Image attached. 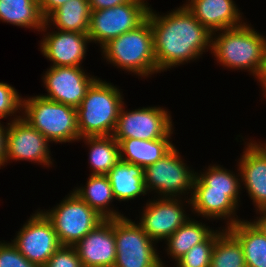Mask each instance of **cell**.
<instances>
[{
    "label": "cell",
    "instance_id": "34",
    "mask_svg": "<svg viewBox=\"0 0 266 267\" xmlns=\"http://www.w3.org/2000/svg\"><path fill=\"white\" fill-rule=\"evenodd\" d=\"M70 0H39L40 10L46 19L52 12Z\"/></svg>",
    "mask_w": 266,
    "mask_h": 267
},
{
    "label": "cell",
    "instance_id": "8",
    "mask_svg": "<svg viewBox=\"0 0 266 267\" xmlns=\"http://www.w3.org/2000/svg\"><path fill=\"white\" fill-rule=\"evenodd\" d=\"M150 6L145 0H129L108 9L91 11L88 36L102 48L112 39L135 29L148 17Z\"/></svg>",
    "mask_w": 266,
    "mask_h": 267
},
{
    "label": "cell",
    "instance_id": "19",
    "mask_svg": "<svg viewBox=\"0 0 266 267\" xmlns=\"http://www.w3.org/2000/svg\"><path fill=\"white\" fill-rule=\"evenodd\" d=\"M184 6L211 33L244 24L233 0H188Z\"/></svg>",
    "mask_w": 266,
    "mask_h": 267
},
{
    "label": "cell",
    "instance_id": "28",
    "mask_svg": "<svg viewBox=\"0 0 266 267\" xmlns=\"http://www.w3.org/2000/svg\"><path fill=\"white\" fill-rule=\"evenodd\" d=\"M210 267H246L242 246L227 229L214 244Z\"/></svg>",
    "mask_w": 266,
    "mask_h": 267
},
{
    "label": "cell",
    "instance_id": "38",
    "mask_svg": "<svg viewBox=\"0 0 266 267\" xmlns=\"http://www.w3.org/2000/svg\"><path fill=\"white\" fill-rule=\"evenodd\" d=\"M258 81L260 82L262 90L264 91L263 95L265 94L264 97H266V59H265L263 71H262Z\"/></svg>",
    "mask_w": 266,
    "mask_h": 267
},
{
    "label": "cell",
    "instance_id": "4",
    "mask_svg": "<svg viewBox=\"0 0 266 267\" xmlns=\"http://www.w3.org/2000/svg\"><path fill=\"white\" fill-rule=\"evenodd\" d=\"M101 49L104 59L127 72L141 77L159 72L155 60L153 30L148 18L135 29L112 39Z\"/></svg>",
    "mask_w": 266,
    "mask_h": 267
},
{
    "label": "cell",
    "instance_id": "31",
    "mask_svg": "<svg viewBox=\"0 0 266 267\" xmlns=\"http://www.w3.org/2000/svg\"><path fill=\"white\" fill-rule=\"evenodd\" d=\"M22 100L23 98L19 96L14 87L10 84L0 82V119L14 116L19 110L21 111Z\"/></svg>",
    "mask_w": 266,
    "mask_h": 267
},
{
    "label": "cell",
    "instance_id": "35",
    "mask_svg": "<svg viewBox=\"0 0 266 267\" xmlns=\"http://www.w3.org/2000/svg\"><path fill=\"white\" fill-rule=\"evenodd\" d=\"M129 0H88L91 11L108 9L127 3Z\"/></svg>",
    "mask_w": 266,
    "mask_h": 267
},
{
    "label": "cell",
    "instance_id": "17",
    "mask_svg": "<svg viewBox=\"0 0 266 267\" xmlns=\"http://www.w3.org/2000/svg\"><path fill=\"white\" fill-rule=\"evenodd\" d=\"M42 39L41 53L57 67H82L87 43H91L88 34L60 30L48 32Z\"/></svg>",
    "mask_w": 266,
    "mask_h": 267
},
{
    "label": "cell",
    "instance_id": "36",
    "mask_svg": "<svg viewBox=\"0 0 266 267\" xmlns=\"http://www.w3.org/2000/svg\"><path fill=\"white\" fill-rule=\"evenodd\" d=\"M8 129V123L5 127L0 122V167L5 164V146H6V134Z\"/></svg>",
    "mask_w": 266,
    "mask_h": 267
},
{
    "label": "cell",
    "instance_id": "32",
    "mask_svg": "<svg viewBox=\"0 0 266 267\" xmlns=\"http://www.w3.org/2000/svg\"><path fill=\"white\" fill-rule=\"evenodd\" d=\"M0 267H39L27 260L11 242L0 241Z\"/></svg>",
    "mask_w": 266,
    "mask_h": 267
},
{
    "label": "cell",
    "instance_id": "12",
    "mask_svg": "<svg viewBox=\"0 0 266 267\" xmlns=\"http://www.w3.org/2000/svg\"><path fill=\"white\" fill-rule=\"evenodd\" d=\"M48 139L22 116L15 115L8 123L5 163L25 160L49 167L52 165Z\"/></svg>",
    "mask_w": 266,
    "mask_h": 267
},
{
    "label": "cell",
    "instance_id": "11",
    "mask_svg": "<svg viewBox=\"0 0 266 267\" xmlns=\"http://www.w3.org/2000/svg\"><path fill=\"white\" fill-rule=\"evenodd\" d=\"M12 243L27 260L39 267L62 246L52 223L41 211L31 215Z\"/></svg>",
    "mask_w": 266,
    "mask_h": 267
},
{
    "label": "cell",
    "instance_id": "23",
    "mask_svg": "<svg viewBox=\"0 0 266 267\" xmlns=\"http://www.w3.org/2000/svg\"><path fill=\"white\" fill-rule=\"evenodd\" d=\"M0 21L40 32L49 27L41 13L39 0H0Z\"/></svg>",
    "mask_w": 266,
    "mask_h": 267
},
{
    "label": "cell",
    "instance_id": "3",
    "mask_svg": "<svg viewBox=\"0 0 266 267\" xmlns=\"http://www.w3.org/2000/svg\"><path fill=\"white\" fill-rule=\"evenodd\" d=\"M123 105L120 90L98 78L76 108L80 138L112 135Z\"/></svg>",
    "mask_w": 266,
    "mask_h": 267
},
{
    "label": "cell",
    "instance_id": "2",
    "mask_svg": "<svg viewBox=\"0 0 266 267\" xmlns=\"http://www.w3.org/2000/svg\"><path fill=\"white\" fill-rule=\"evenodd\" d=\"M221 32L218 36L212 33L211 53L217 63L230 69H248L259 79L266 59V37L246 23Z\"/></svg>",
    "mask_w": 266,
    "mask_h": 267
},
{
    "label": "cell",
    "instance_id": "9",
    "mask_svg": "<svg viewBox=\"0 0 266 267\" xmlns=\"http://www.w3.org/2000/svg\"><path fill=\"white\" fill-rule=\"evenodd\" d=\"M181 155L174 147L162 159L144 169V182L147 192L156 190L160 198H180L193 191L196 172L182 161ZM186 191V192H185ZM185 193V194H184Z\"/></svg>",
    "mask_w": 266,
    "mask_h": 267
},
{
    "label": "cell",
    "instance_id": "21",
    "mask_svg": "<svg viewBox=\"0 0 266 267\" xmlns=\"http://www.w3.org/2000/svg\"><path fill=\"white\" fill-rule=\"evenodd\" d=\"M106 175L118 201H128L147 194L144 168L139 165L120 160Z\"/></svg>",
    "mask_w": 266,
    "mask_h": 267
},
{
    "label": "cell",
    "instance_id": "26",
    "mask_svg": "<svg viewBox=\"0 0 266 267\" xmlns=\"http://www.w3.org/2000/svg\"><path fill=\"white\" fill-rule=\"evenodd\" d=\"M80 139L90 145L89 163L93 169L92 175H106L120 161L119 143L112 135L86 136Z\"/></svg>",
    "mask_w": 266,
    "mask_h": 267
},
{
    "label": "cell",
    "instance_id": "22",
    "mask_svg": "<svg viewBox=\"0 0 266 267\" xmlns=\"http://www.w3.org/2000/svg\"><path fill=\"white\" fill-rule=\"evenodd\" d=\"M226 229L242 246L246 267H266V236L253 222L241 220Z\"/></svg>",
    "mask_w": 266,
    "mask_h": 267
},
{
    "label": "cell",
    "instance_id": "33",
    "mask_svg": "<svg viewBox=\"0 0 266 267\" xmlns=\"http://www.w3.org/2000/svg\"><path fill=\"white\" fill-rule=\"evenodd\" d=\"M43 267H84L74 246H61Z\"/></svg>",
    "mask_w": 266,
    "mask_h": 267
},
{
    "label": "cell",
    "instance_id": "30",
    "mask_svg": "<svg viewBox=\"0 0 266 267\" xmlns=\"http://www.w3.org/2000/svg\"><path fill=\"white\" fill-rule=\"evenodd\" d=\"M205 173L196 175L207 185L209 190L218 191H240V174H233L228 169H224L219 165H210Z\"/></svg>",
    "mask_w": 266,
    "mask_h": 267
},
{
    "label": "cell",
    "instance_id": "20",
    "mask_svg": "<svg viewBox=\"0 0 266 267\" xmlns=\"http://www.w3.org/2000/svg\"><path fill=\"white\" fill-rule=\"evenodd\" d=\"M171 131L166 137L156 140L115 139L120 147V160L139 165L144 169L162 159L175 146L170 142Z\"/></svg>",
    "mask_w": 266,
    "mask_h": 267
},
{
    "label": "cell",
    "instance_id": "15",
    "mask_svg": "<svg viewBox=\"0 0 266 267\" xmlns=\"http://www.w3.org/2000/svg\"><path fill=\"white\" fill-rule=\"evenodd\" d=\"M192 192V196L187 198L189 201L184 202L190 204L198 215L202 214L208 220L227 218V227L241 221L235 213L240 199L239 191L209 190V186L196 175Z\"/></svg>",
    "mask_w": 266,
    "mask_h": 267
},
{
    "label": "cell",
    "instance_id": "10",
    "mask_svg": "<svg viewBox=\"0 0 266 267\" xmlns=\"http://www.w3.org/2000/svg\"><path fill=\"white\" fill-rule=\"evenodd\" d=\"M123 107L112 134L115 139L156 140L166 137L173 130L167 109L149 106L128 112Z\"/></svg>",
    "mask_w": 266,
    "mask_h": 267
},
{
    "label": "cell",
    "instance_id": "1",
    "mask_svg": "<svg viewBox=\"0 0 266 267\" xmlns=\"http://www.w3.org/2000/svg\"><path fill=\"white\" fill-rule=\"evenodd\" d=\"M154 35L157 69L165 71L201 57L211 51L212 33L182 5L167 14L159 15L150 8L148 17Z\"/></svg>",
    "mask_w": 266,
    "mask_h": 267
},
{
    "label": "cell",
    "instance_id": "24",
    "mask_svg": "<svg viewBox=\"0 0 266 267\" xmlns=\"http://www.w3.org/2000/svg\"><path fill=\"white\" fill-rule=\"evenodd\" d=\"M90 175L87 186L76 187L73 191L105 219L124 217L123 214L109 207L115 197L107 175Z\"/></svg>",
    "mask_w": 266,
    "mask_h": 267
},
{
    "label": "cell",
    "instance_id": "25",
    "mask_svg": "<svg viewBox=\"0 0 266 267\" xmlns=\"http://www.w3.org/2000/svg\"><path fill=\"white\" fill-rule=\"evenodd\" d=\"M91 9L88 0H70L52 12L45 22L60 31L88 34Z\"/></svg>",
    "mask_w": 266,
    "mask_h": 267
},
{
    "label": "cell",
    "instance_id": "18",
    "mask_svg": "<svg viewBox=\"0 0 266 267\" xmlns=\"http://www.w3.org/2000/svg\"><path fill=\"white\" fill-rule=\"evenodd\" d=\"M238 164L241 183L257 210L266 208V143H247Z\"/></svg>",
    "mask_w": 266,
    "mask_h": 267
},
{
    "label": "cell",
    "instance_id": "7",
    "mask_svg": "<svg viewBox=\"0 0 266 267\" xmlns=\"http://www.w3.org/2000/svg\"><path fill=\"white\" fill-rule=\"evenodd\" d=\"M116 260L113 267H165L154 241L126 216L114 218ZM154 244V245H153Z\"/></svg>",
    "mask_w": 266,
    "mask_h": 267
},
{
    "label": "cell",
    "instance_id": "16",
    "mask_svg": "<svg viewBox=\"0 0 266 267\" xmlns=\"http://www.w3.org/2000/svg\"><path fill=\"white\" fill-rule=\"evenodd\" d=\"M74 247L84 267H113L116 260L114 219H105Z\"/></svg>",
    "mask_w": 266,
    "mask_h": 267
},
{
    "label": "cell",
    "instance_id": "29",
    "mask_svg": "<svg viewBox=\"0 0 266 267\" xmlns=\"http://www.w3.org/2000/svg\"><path fill=\"white\" fill-rule=\"evenodd\" d=\"M225 230L213 231L203 242L193 246L176 261L177 267H210L214 244Z\"/></svg>",
    "mask_w": 266,
    "mask_h": 267
},
{
    "label": "cell",
    "instance_id": "27",
    "mask_svg": "<svg viewBox=\"0 0 266 267\" xmlns=\"http://www.w3.org/2000/svg\"><path fill=\"white\" fill-rule=\"evenodd\" d=\"M198 222L189 218L166 239L167 254L175 261L185 255L193 246L203 242L214 231L204 223Z\"/></svg>",
    "mask_w": 266,
    "mask_h": 267
},
{
    "label": "cell",
    "instance_id": "13",
    "mask_svg": "<svg viewBox=\"0 0 266 267\" xmlns=\"http://www.w3.org/2000/svg\"><path fill=\"white\" fill-rule=\"evenodd\" d=\"M50 67L42 79L48 94L40 96L77 108L97 78L87 75L82 67Z\"/></svg>",
    "mask_w": 266,
    "mask_h": 267
},
{
    "label": "cell",
    "instance_id": "14",
    "mask_svg": "<svg viewBox=\"0 0 266 267\" xmlns=\"http://www.w3.org/2000/svg\"><path fill=\"white\" fill-rule=\"evenodd\" d=\"M180 198H158L148 201L138 223L143 231L156 243L166 240L188 219Z\"/></svg>",
    "mask_w": 266,
    "mask_h": 267
},
{
    "label": "cell",
    "instance_id": "5",
    "mask_svg": "<svg viewBox=\"0 0 266 267\" xmlns=\"http://www.w3.org/2000/svg\"><path fill=\"white\" fill-rule=\"evenodd\" d=\"M22 111V118L40 131L50 143L80 140L75 107L37 95L22 100Z\"/></svg>",
    "mask_w": 266,
    "mask_h": 267
},
{
    "label": "cell",
    "instance_id": "37",
    "mask_svg": "<svg viewBox=\"0 0 266 267\" xmlns=\"http://www.w3.org/2000/svg\"><path fill=\"white\" fill-rule=\"evenodd\" d=\"M256 211L260 212V216L257 217L256 221H252V222L266 236V208L265 209L256 210Z\"/></svg>",
    "mask_w": 266,
    "mask_h": 267
},
{
    "label": "cell",
    "instance_id": "6",
    "mask_svg": "<svg viewBox=\"0 0 266 267\" xmlns=\"http://www.w3.org/2000/svg\"><path fill=\"white\" fill-rule=\"evenodd\" d=\"M41 212L52 223L62 246H75L105 220L74 191L53 209Z\"/></svg>",
    "mask_w": 266,
    "mask_h": 267
}]
</instances>
